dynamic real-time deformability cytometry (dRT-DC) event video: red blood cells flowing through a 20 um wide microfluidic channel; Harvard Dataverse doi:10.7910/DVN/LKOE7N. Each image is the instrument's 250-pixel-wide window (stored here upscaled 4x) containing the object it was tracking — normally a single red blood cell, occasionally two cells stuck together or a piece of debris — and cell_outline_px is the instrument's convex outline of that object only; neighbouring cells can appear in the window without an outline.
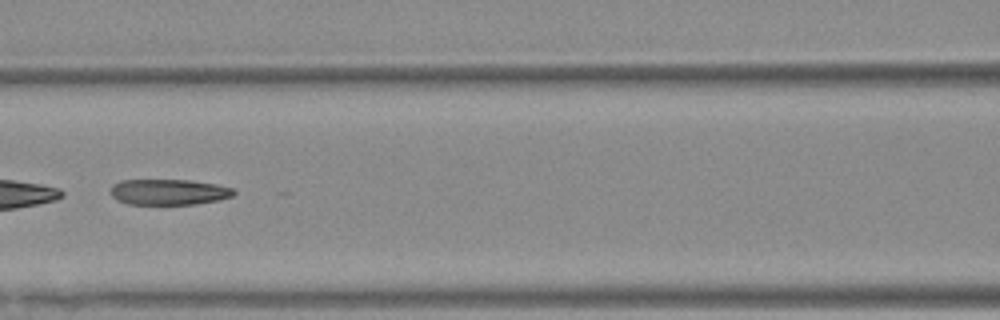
{"species": "Egyptian fruit bat (a non-hibernating species)", "species_latin": "Rousettus aegyptiacus", "temperature_condition": "warm", "stored_images_in_passage": 37, "camera_frame_rate_fps": 3000, "um_per_image_px": 0.085, "animal": {"sex": "female"}, "frame": {"image": 1, "passage_image": 11, "time_ms": 3.333, "image_size_px": [1000, 320], "cell_outline_px": [[236, 192], [232, 196], [220, 200], [196, 204], [128, 204], [116, 200], [108, 192], [112, 184], [120, 180], [192, 180], [216, 184], [232, 188]], "centroid_in_image_um": [14.31, 16.32], "position_along_channel_um": 152.3, "area_um2": 18.73}}